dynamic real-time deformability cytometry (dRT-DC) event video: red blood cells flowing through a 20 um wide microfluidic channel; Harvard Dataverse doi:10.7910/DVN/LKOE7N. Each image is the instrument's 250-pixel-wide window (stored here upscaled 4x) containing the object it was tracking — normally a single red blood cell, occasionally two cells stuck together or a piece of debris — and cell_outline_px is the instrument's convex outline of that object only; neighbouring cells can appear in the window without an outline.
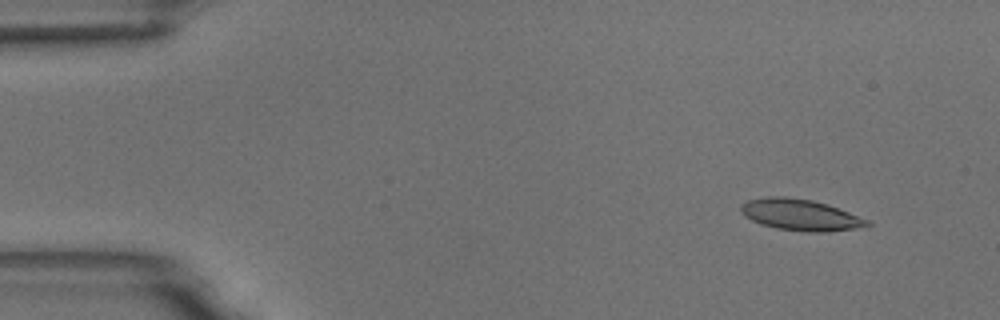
{"species": "common noctule bat (a hibernating species)", "species_latin": "Nyctalus noctula", "temperature_condition": "room temperature", "stored_images_in_passage": 6, "camera_frame_rate_fps": 3000, "um_per_image_px": 0.085, "animal": {"sex": "male", "body_mass_g": 18.8}, "frame": {"image": 1, "passage_image": 2, "time_ms": 1.0, "image_size_px": [1000, 320], "cell_outline_px": [[872, 224], [852, 228], [828, 232], [804, 232], [776, 228], [760, 224], [744, 216], [740, 208], [740, 204], [748, 200], [768, 196], [784, 196], [812, 200], [828, 204], [868, 220]], "centroid_in_image_um": [67.98, 18.25], "position_along_channel_um": 17.0, "area_um2": 22.95}}